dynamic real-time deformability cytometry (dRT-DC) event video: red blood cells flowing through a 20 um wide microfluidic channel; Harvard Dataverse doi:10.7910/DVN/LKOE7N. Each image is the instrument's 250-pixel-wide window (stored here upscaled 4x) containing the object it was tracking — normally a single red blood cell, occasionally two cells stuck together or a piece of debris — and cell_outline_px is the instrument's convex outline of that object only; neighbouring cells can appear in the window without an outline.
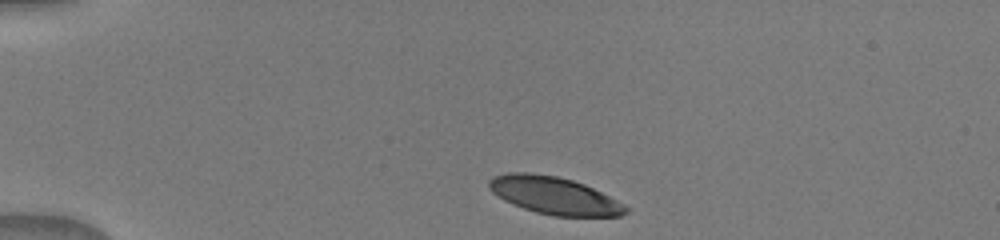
{"species": "human", "species_latin": "Homo sapiens", "temperature_condition": "warm", "stored_images_in_passage": 10, "camera_frame_rate_fps": 3000, "um_per_image_px": 0.085, "donor": {"sex": "male"}, "frame": {"image": 1, "passage_image": 1, "time_ms": 0.0, "image_size_px": [1000, 240], "cell_outline_px": [[628, 212], [620, 216], [552, 216], [536, 212], [512, 204], [504, 200], [492, 192], [488, 188], [488, 180], [492, 176], [504, 172], [532, 172], [556, 176], [572, 180], [584, 184], [624, 204], [628, 208]], "centroid_in_image_um": [47.05, 16.61], "position_along_channel_um": 37.9, "area_um2": 29.88}}
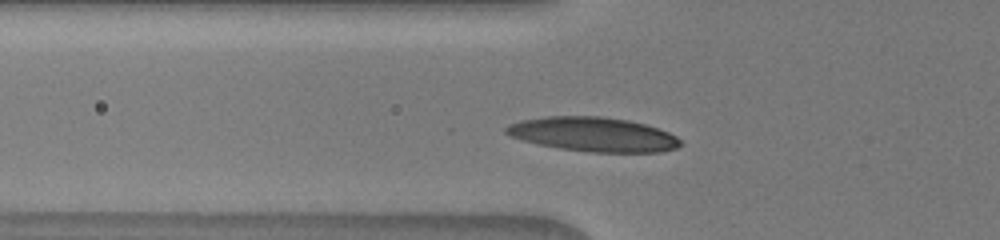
{"frame": {"image": 2, "passage_image": 7, "time_ms": 2.333, "image_size_px": [1000, 240], "cell_outline_px": [[684, 144], [676, 148], [660, 152], [588, 152], [560, 148], [520, 140], [504, 132], [504, 128], [508, 124], [520, 120], [544, 116], [600, 116], [628, 120], [644, 124], [668, 132], [676, 136]], "centroid_in_image_um": [50.41, 11.42], "position_along_channel_um": 75.4, "area_um2": 34.91}}